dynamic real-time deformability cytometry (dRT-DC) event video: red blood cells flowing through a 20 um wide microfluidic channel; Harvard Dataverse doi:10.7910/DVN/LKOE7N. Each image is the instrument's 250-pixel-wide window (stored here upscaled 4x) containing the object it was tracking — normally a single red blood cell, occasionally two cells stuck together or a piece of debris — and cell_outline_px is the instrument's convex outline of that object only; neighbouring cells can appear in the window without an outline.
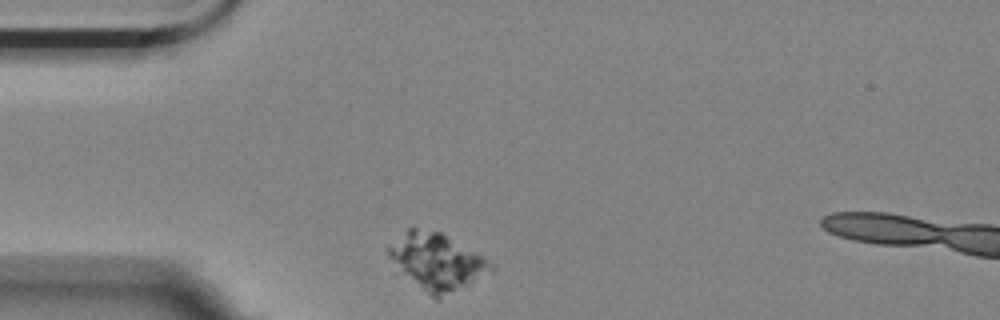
{"species": "Egyptian fruit bat (a non-hibernating species)", "species_latin": "Rousettus aegyptiacus", "temperature_condition": "room temperature", "stored_images_in_passage": 1, "camera_frame_rate_fps": 3000, "um_per_image_px": 0.085, "animal": {"sex": "female"}, "frame": {"image": 1, "passage_image": 1, "time_ms": 0.0, "image_size_px": [1000, 320], "cell_outline_px": [[496, 268], [440, 300], [436, 300], [392, 276], [384, 248], [388, 244], [412, 224], [440, 232], [484, 256]], "centroid_in_image_um": [36.9, 22.27], "position_along_channel_um": 48.1, "area_um2": 36.18}}